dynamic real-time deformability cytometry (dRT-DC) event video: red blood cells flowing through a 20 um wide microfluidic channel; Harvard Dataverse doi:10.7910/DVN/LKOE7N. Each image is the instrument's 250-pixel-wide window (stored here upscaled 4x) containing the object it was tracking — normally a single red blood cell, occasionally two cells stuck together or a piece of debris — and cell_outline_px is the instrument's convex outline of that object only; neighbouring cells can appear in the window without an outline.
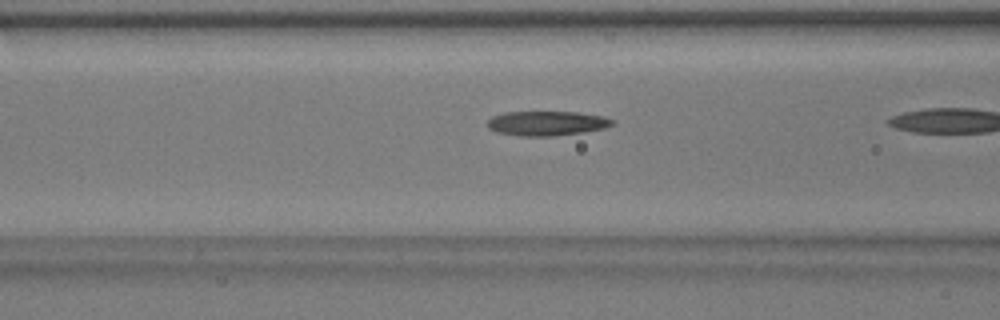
{"species": "common noctule bat (a hibernating species)", "species_latin": "Nyctalus noctula", "temperature_condition": "warm", "stored_images_in_passage": 32, "camera_frame_rate_fps": 3000, "um_per_image_px": 0.085, "animal": {"sex": "male", "body_mass_g": 17.9}, "frame": {"image": 1, "passage_image": 14, "time_ms": 4.333, "image_size_px": [1000, 320], "cell_outline_px": [[616, 124], [604, 128], [580, 132], [552, 136], [520, 136], [496, 132], [488, 128], [488, 120], [492, 116], [504, 112], [576, 112], [604, 116], [616, 120]], "centroid_in_image_um": [46.49, 10.47], "position_along_channel_um": 120.1, "area_um2": 17.92}}
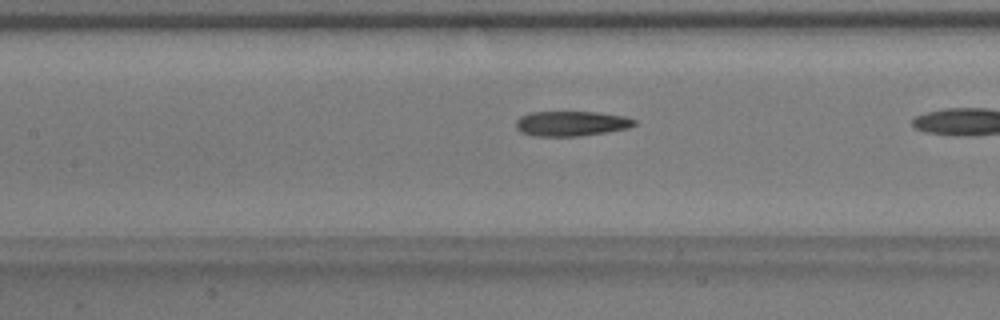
{"frame": {"image": 2, "passage_image": 17, "time_ms": 5.333, "image_size_px": [1000, 320], "cell_outline_px": [[636, 124], [628, 128], [604, 132], [576, 136], [536, 136], [520, 132], [516, 128], [516, 120], [520, 116], [532, 112], [596, 112], [624, 116], [636, 120]], "centroid_in_image_um": [48.53, 10.49], "position_along_channel_um": 158.9, "area_um2": 17.11}}